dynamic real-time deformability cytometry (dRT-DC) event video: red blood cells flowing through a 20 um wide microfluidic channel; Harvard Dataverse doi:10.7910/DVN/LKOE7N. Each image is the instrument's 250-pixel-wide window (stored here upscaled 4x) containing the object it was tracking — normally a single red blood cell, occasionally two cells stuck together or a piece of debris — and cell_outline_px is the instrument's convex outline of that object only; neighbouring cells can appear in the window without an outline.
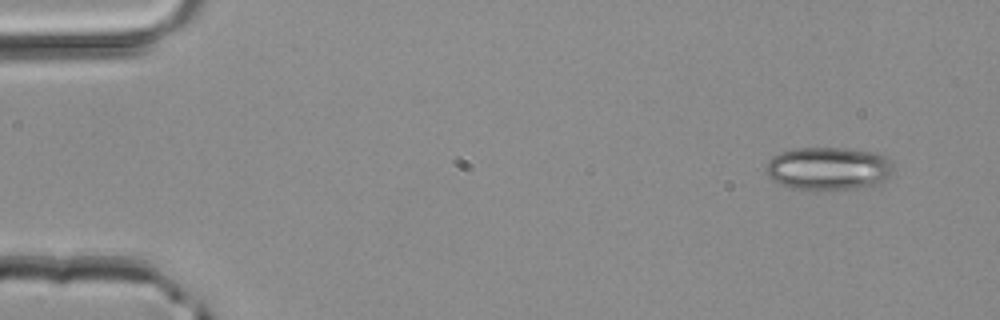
{"species": "common noctule bat (a hibernating species)", "species_latin": "Nyctalus noctula", "temperature_condition": "room temperature", "stored_images_in_passage": 3, "camera_frame_rate_fps": 3000, "um_per_image_px": 0.085, "animal": {"sex": "male", "body_mass_g": 20.4}, "frame": {"image": 1, "passage_image": 1, "time_ms": 0.0, "image_size_px": [1000, 320], "cell_outline_px": [[892, 172], [880, 184], [856, 188], [792, 188], [772, 180], [768, 176], [764, 168], [768, 160], [772, 156], [780, 152], [792, 148], [844, 148], [876, 152], [884, 156], [888, 160], [892, 168]], "centroid_in_image_um": [70.37, 14.29], "position_along_channel_um": 14.6, "area_um2": 31.62}}